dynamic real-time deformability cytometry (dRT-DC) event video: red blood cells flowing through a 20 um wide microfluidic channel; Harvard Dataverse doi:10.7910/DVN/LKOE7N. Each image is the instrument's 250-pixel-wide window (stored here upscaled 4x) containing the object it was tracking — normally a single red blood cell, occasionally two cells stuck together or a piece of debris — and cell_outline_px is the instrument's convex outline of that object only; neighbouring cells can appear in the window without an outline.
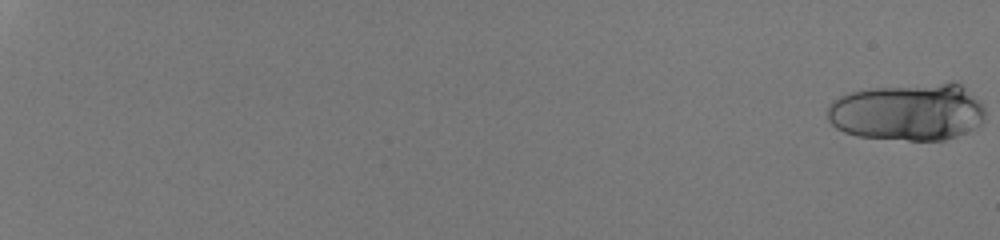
{"species": "human", "species_latin": "Homo sapiens", "temperature_condition": "room temperature", "stored_images_in_passage": 47, "camera_frame_rate_fps": 3000, "um_per_image_px": 0.085, "donor": {"sex": "male"}, "frame": {"image": 1, "passage_image": 1, "time_ms": 0.0, "image_size_px": [1000, 240], "cell_outline_px": [[984, 120], [980, 124], [956, 136], [944, 140], [908, 140], [856, 136], [844, 132], [836, 128], [828, 120], [828, 108], [832, 100], [840, 96], [852, 92], [872, 88], [948, 80], [952, 80], [960, 84], [980, 100], [984, 108]], "centroid_in_image_um": [77.19, 9.49], "position_along_channel_um": 7.8, "area_um2": 53.29}}
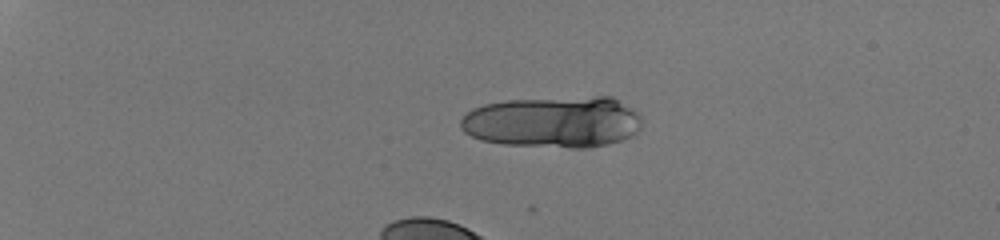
{"frame": {"image": 2, "passage_image": 16, "time_ms": 5.0, "image_size_px": [1000, 240], "cell_outline_px": [[640, 128], [632, 136], [608, 144], [588, 148], [568, 148], [504, 144], [480, 140], [464, 132], [460, 128], [460, 120], [472, 108], [484, 104], [508, 100], [596, 96], [612, 96], [636, 108], [640, 112]], "centroid_in_image_um": [47.05, 10.36], "position_along_channel_um": 37.9, "area_um2": 54.97}}
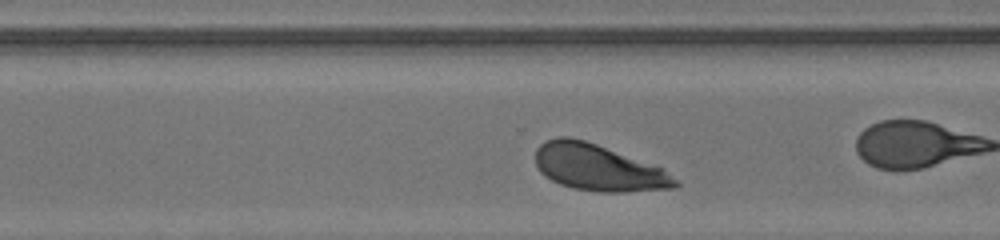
{"frame": {"image": 3, "passage_image": 41, "time_ms": 13.333, "image_size_px": [1000, 240], "cell_outline_px": [[680, 184], [676, 188], [620, 192], [600, 192], [572, 188], [560, 184], [552, 180], [540, 172], [536, 164], [536, 148], [540, 144], [548, 140], [560, 136], [568, 136], [584, 140], [596, 144], [664, 168]], "centroid_in_image_um": [50.85, 14.25], "position_along_channel_um": 319.7, "area_um2": 37.69}}